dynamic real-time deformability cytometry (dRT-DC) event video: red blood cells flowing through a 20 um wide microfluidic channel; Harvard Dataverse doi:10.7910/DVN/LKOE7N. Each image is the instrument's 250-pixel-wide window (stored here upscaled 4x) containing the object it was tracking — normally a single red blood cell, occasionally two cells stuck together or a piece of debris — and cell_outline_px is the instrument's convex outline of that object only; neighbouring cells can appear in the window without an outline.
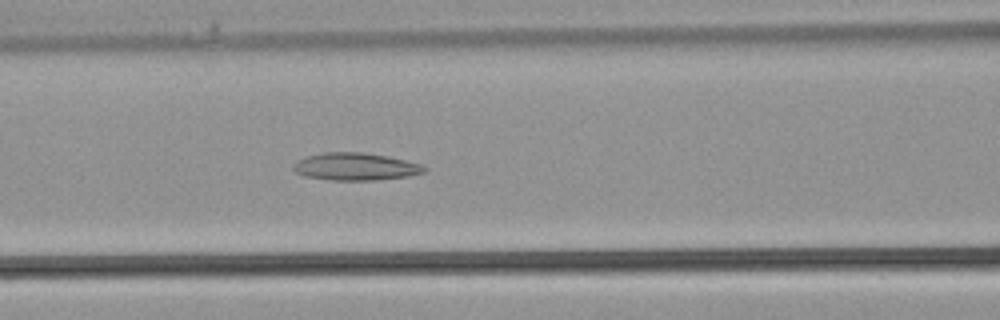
{"species": "common noctule bat (a hibernating species)", "species_latin": "Nyctalus noctula", "temperature_condition": "warm", "stored_images_in_passage": 36, "camera_frame_rate_fps": 3000, "um_per_image_px": 0.085, "animal": {"sex": "male", "body_mass_g": 21.5, "forearm_length_mm": 52.0}, "frame": {"image": 1, "passage_image": 14, "time_ms": 4.333, "image_size_px": [1000, 320], "cell_outline_px": [[428, 168], [424, 172], [408, 176], [376, 180], [328, 180], [304, 176], [296, 172], [292, 168], [292, 164], [296, 160], [304, 156], [324, 152], [364, 152], [388, 156], [420, 164]], "centroid_in_image_um": [30.16, 14.15], "position_along_channel_um": 136.4, "area_um2": 21.15}}
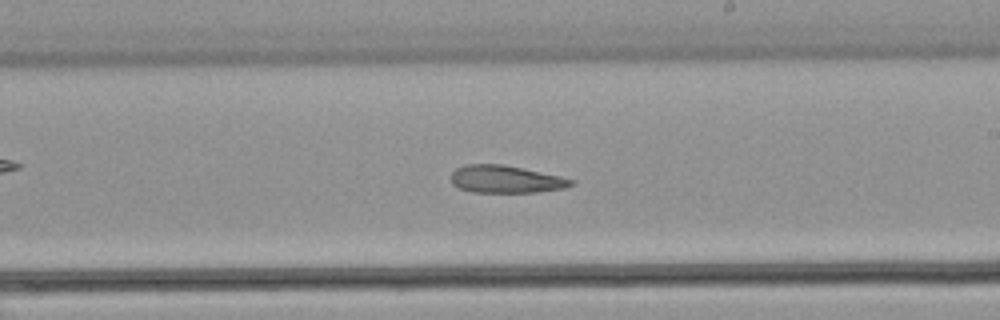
{"frame": {"image": 2, "passage_image": 20, "time_ms": 6.333, "image_size_px": [1000, 320], "cell_outline_px": [[576, 180], [572, 184], [564, 188], [536, 192], [472, 192], [460, 188], [452, 184], [452, 172], [456, 168], [464, 164], [504, 164], [560, 176]], "centroid_in_image_um": [42.98, 15.22], "position_along_channel_um": 246.0, "area_um2": 19.19}}
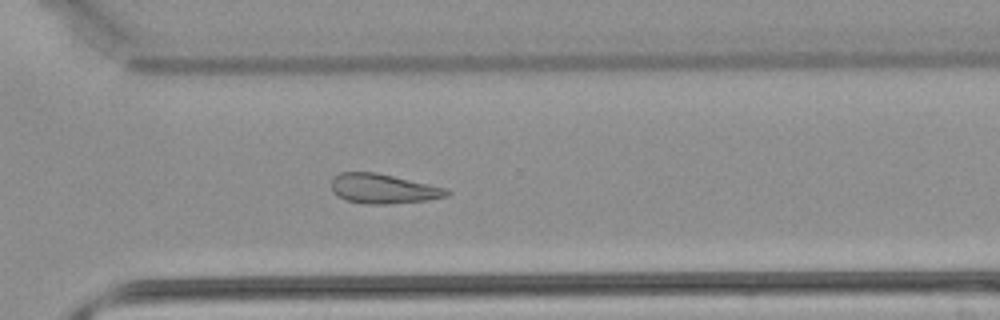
{"frame": {"image": 3, "passage_image": 25, "time_ms": 8.0, "image_size_px": [1000, 320], "cell_outline_px": [[452, 192], [448, 196], [428, 200], [388, 204], [364, 204], [344, 200], [336, 196], [332, 192], [332, 176], [340, 172], [376, 172], [448, 188]], "centroid_in_image_um": [32.56, 16.04], "position_along_channel_um": 338.0, "area_um2": 20.29}}